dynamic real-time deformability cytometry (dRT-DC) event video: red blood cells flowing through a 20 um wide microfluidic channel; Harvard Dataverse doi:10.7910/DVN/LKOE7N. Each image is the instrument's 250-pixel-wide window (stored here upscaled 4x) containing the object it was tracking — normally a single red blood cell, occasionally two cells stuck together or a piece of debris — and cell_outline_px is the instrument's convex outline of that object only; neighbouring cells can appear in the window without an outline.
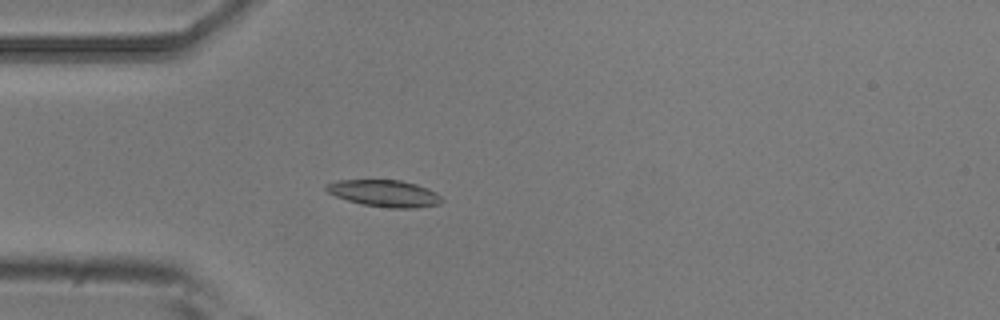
{"species": "common noctule bat (a hibernating species)", "species_latin": "Nyctalus noctula", "temperature_condition": "room temperature", "stored_images_in_passage": 5, "camera_frame_rate_fps": 3000, "um_per_image_px": 0.085, "animal": {"sex": "male", "body_mass_g": 20.5, "forearm_length_mm": 52.5}, "frame": {"image": 1, "passage_image": 5, "time_ms": 1.333, "image_size_px": [1000, 320], "cell_outline_px": [[444, 200], [440, 204], [416, 208], [388, 208], [360, 204], [336, 196], [328, 192], [324, 188], [328, 184], [336, 180], [400, 180], [416, 184], [428, 188], [436, 192]], "centroid_in_image_um": [32.71, 16.44], "position_along_channel_um": 52.3, "area_um2": 18.09}}